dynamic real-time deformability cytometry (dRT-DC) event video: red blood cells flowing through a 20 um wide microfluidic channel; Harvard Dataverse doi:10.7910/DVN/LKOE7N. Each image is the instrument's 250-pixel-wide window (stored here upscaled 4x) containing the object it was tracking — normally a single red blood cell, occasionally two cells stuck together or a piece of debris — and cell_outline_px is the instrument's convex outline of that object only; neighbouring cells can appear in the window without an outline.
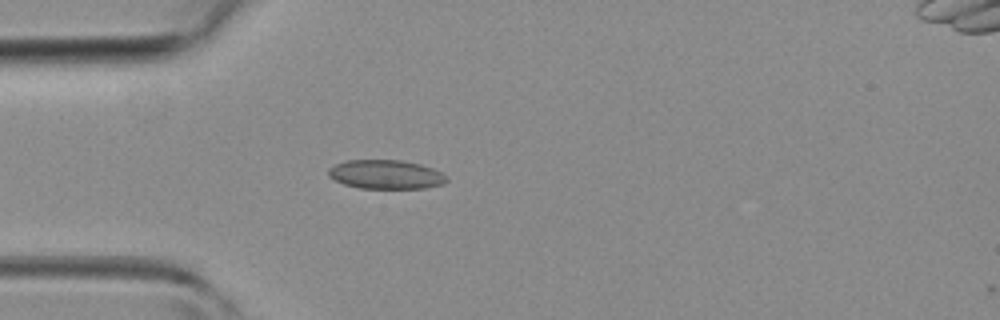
{"species": "common noctule bat (a hibernating species)", "species_latin": "Nyctalus noctula", "temperature_condition": "room temperature", "stored_images_in_passage": 2, "camera_frame_rate_fps": 3000, "um_per_image_px": 0.085, "animal": {"sex": "female", "body_mass_g": 19.3, "forearm_length_mm": 54.1}, "frame": {"image": 1, "passage_image": 1, "time_ms": 0.0, "image_size_px": [1000, 320], "cell_outline_px": [[448, 180], [444, 184], [424, 188], [360, 188], [344, 184], [328, 176], [328, 168], [336, 164], [348, 160], [400, 160], [420, 164], [432, 168], [448, 176]], "centroid_in_image_um": [32.81, 14.83], "position_along_channel_um": 52.2, "area_um2": 19.94}}